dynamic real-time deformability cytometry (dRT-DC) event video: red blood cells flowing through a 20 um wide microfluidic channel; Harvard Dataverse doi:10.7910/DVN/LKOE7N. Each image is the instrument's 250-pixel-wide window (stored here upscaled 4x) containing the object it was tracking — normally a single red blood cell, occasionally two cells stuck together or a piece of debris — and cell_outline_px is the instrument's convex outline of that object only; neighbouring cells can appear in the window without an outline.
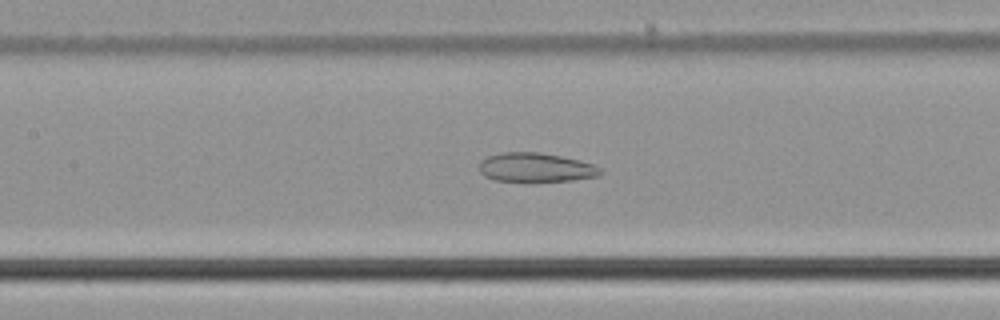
{"species": "common noctule bat (a hibernating species)", "species_latin": "Nyctalus noctula", "temperature_condition": "cold", "stored_images_in_passage": 50, "camera_frame_rate_fps": 3000, "um_per_image_px": 0.085, "animal": {"sex": "male", "body_mass_g": 21.5, "forearm_length_mm": 52.0}, "frame": {"image": 1, "passage_image": 21, "time_ms": 6.667, "image_size_px": [1000, 320], "cell_outline_px": [[604, 172], [600, 176], [572, 180], [496, 180], [484, 176], [480, 172], [480, 164], [488, 156], [504, 152], [540, 152], [580, 160], [604, 168]], "centroid_in_image_um": [45.62, 14.22], "position_along_channel_um": 161.8, "area_um2": 20.23}}
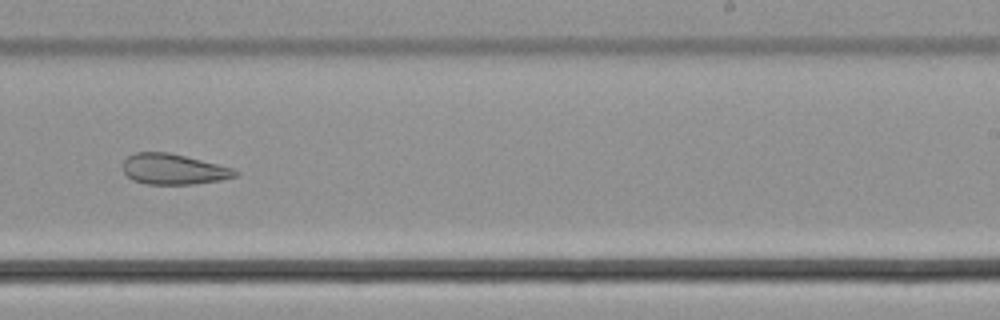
{"frame": {"image": 2, "passage_image": 30, "time_ms": 9.667, "image_size_px": [1000, 320], "cell_outline_px": [[240, 172], [236, 176], [220, 180], [192, 184], [148, 184], [132, 180], [124, 172], [124, 160], [128, 156], [136, 152], [168, 152], [232, 168]], "centroid_in_image_um": [14.73, 14.38], "position_along_channel_um": 274.3, "area_um2": 19.71}}
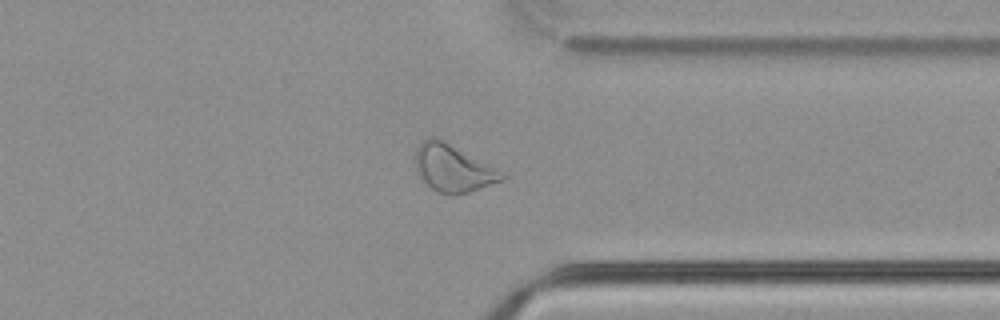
{"frame": {"image": 3, "passage_image": 38, "time_ms": 12.333, "image_size_px": [1000, 320], "cell_outline_px": [[508, 176], [504, 180], [456, 196], [448, 196], [436, 192], [420, 176], [416, 164], [416, 148], [424, 140], [432, 136], [448, 144]], "centroid_in_image_um": [38.48, 14.36], "position_along_channel_um": 372.9, "area_um2": 22.83}, "authors_computed_cell_mechanics": {"area_um2": 25.5765, "velocity_mm_per_s": 3.7548, "shape_relaxation_time_tau1_ms": null, "shape_relaxation_time_tau2_ms": 4.4707, "deformation_change_tau1": null, "deformation_change_tau2": 0.132}}